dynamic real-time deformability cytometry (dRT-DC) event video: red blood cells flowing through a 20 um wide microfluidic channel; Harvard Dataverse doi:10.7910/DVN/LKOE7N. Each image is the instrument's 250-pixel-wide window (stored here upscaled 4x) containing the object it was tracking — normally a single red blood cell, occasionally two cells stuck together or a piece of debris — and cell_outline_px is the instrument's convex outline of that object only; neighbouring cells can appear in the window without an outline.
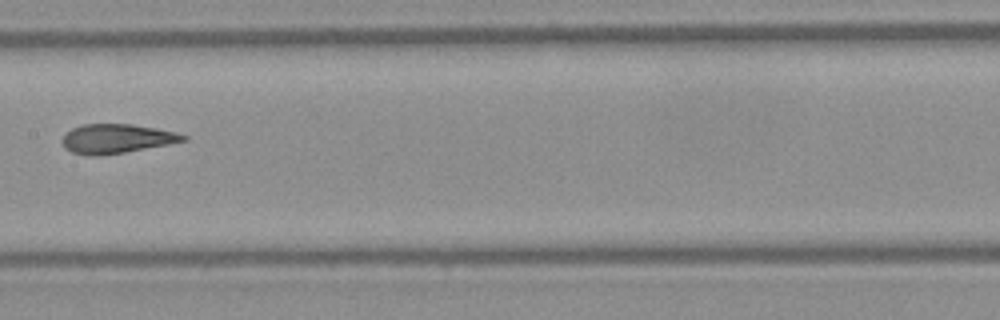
{"species": "Egyptian fruit bat (a non-hibernating species)", "species_latin": "Rousettus aegyptiacus", "temperature_condition": "warm", "stored_images_in_passage": 9, "camera_frame_rate_fps": 3000, "um_per_image_px": 0.085, "frame": {"image": 1, "passage_image": 8, "time_ms": 2.333, "image_size_px": [1000, 320], "cell_outline_px": [[188, 140], [168, 144], [124, 152], [100, 156], [88, 156], [72, 152], [64, 148], [60, 140], [72, 128], [84, 124], [132, 124], [156, 128], [176, 132], [188, 136]], "centroid_in_image_um": [9.89, 11.79], "position_along_channel_um": 197.5, "area_um2": 20.63}}
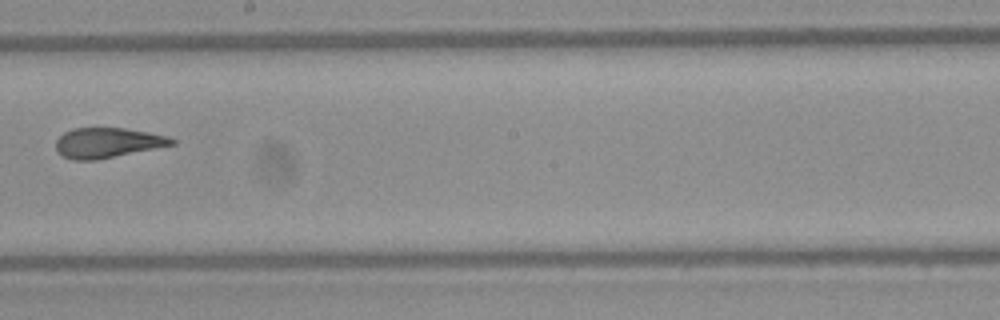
{"frame": {"image": 2, "passage_image": 9, "time_ms": 2.667, "image_size_px": [1000, 320], "cell_outline_px": [[176, 144], [96, 160], [72, 160], [60, 156], [56, 152], [56, 140], [64, 132], [72, 128], [124, 128], [148, 132], [168, 136], [176, 140]], "centroid_in_image_um": [9.1, 12.14], "position_along_channel_um": 239.1, "area_um2": 20.4}}